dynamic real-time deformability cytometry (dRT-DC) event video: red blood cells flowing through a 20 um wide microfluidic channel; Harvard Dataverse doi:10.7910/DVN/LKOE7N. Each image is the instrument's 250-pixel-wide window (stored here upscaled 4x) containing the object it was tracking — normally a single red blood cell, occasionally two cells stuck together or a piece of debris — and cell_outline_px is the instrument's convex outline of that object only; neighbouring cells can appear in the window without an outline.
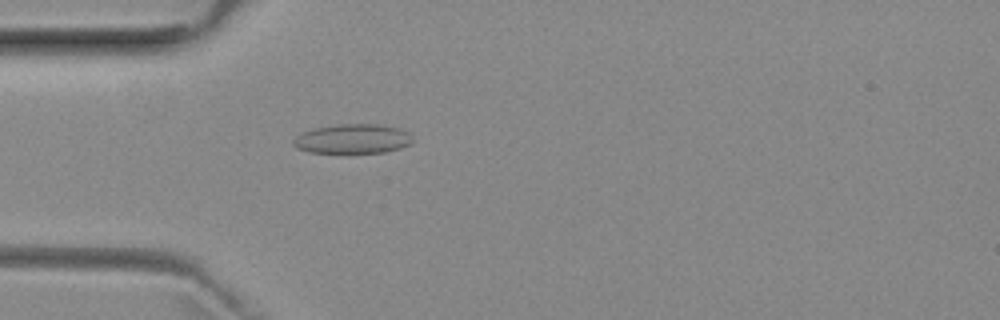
{"species": "common noctule bat (a hibernating species)", "species_latin": "Nyctalus noctula", "temperature_condition": "room temperature", "stored_images_in_passage": 52, "camera_frame_rate_fps": 3000, "um_per_image_px": 0.085, "animal": {"sex": "female", "body_mass_g": 29.2, "forearm_length_mm": 56.3}, "frame": {"image": 1, "passage_image": 15, "time_ms": 4.667, "image_size_px": [1000, 320], "cell_outline_px": [[412, 140], [408, 144], [400, 148], [384, 152], [308, 152], [296, 148], [292, 144], [292, 140], [300, 132], [312, 128], [336, 124], [380, 124], [400, 128], [408, 132], [412, 136]], "centroid_in_image_um": [29.93, 11.78], "position_along_channel_um": 55.1, "area_um2": 20.58}}
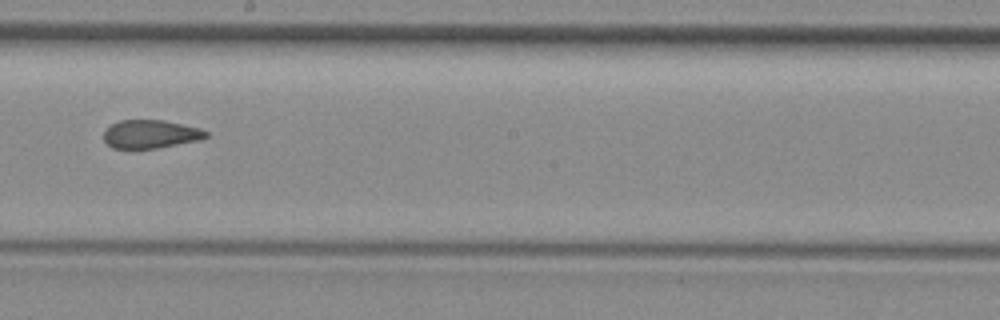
{"frame": {"image": 2, "passage_image": 29, "time_ms": 9.333, "image_size_px": [1000, 320], "cell_outline_px": [[208, 136], [200, 140], [156, 148], [112, 148], [104, 140], [104, 132], [112, 124], [120, 120], [164, 120], [200, 128], [208, 132]], "centroid_in_image_um": [12.82, 11.39], "position_along_channel_um": 235.4, "area_um2": 16.76}}
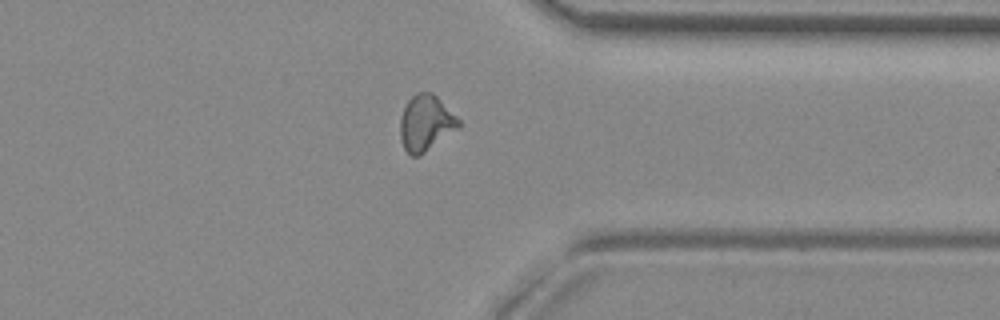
{"frame": {"image": 3, "passage_image": 40, "time_ms": 13.0, "image_size_px": [1000, 320], "cell_outline_px": [[460, 128], [420, 156], [412, 156], [404, 148], [400, 136], [400, 116], [408, 100], [416, 92], [432, 92], [460, 120]], "centroid_in_image_um": [36.19, 10.47], "position_along_channel_um": 375.2, "area_um2": 19.07}, "authors_computed_cell_mechanics": {"area_um2": 18.496, "velocity_mm_per_s": 3.9657, "shape_relaxation_time_tau1_ms": null, "shape_relaxation_time_tau2_ms": 1.6521, "deformation_change_tau1": null, "deformation_change_tau2": 0.0721}}